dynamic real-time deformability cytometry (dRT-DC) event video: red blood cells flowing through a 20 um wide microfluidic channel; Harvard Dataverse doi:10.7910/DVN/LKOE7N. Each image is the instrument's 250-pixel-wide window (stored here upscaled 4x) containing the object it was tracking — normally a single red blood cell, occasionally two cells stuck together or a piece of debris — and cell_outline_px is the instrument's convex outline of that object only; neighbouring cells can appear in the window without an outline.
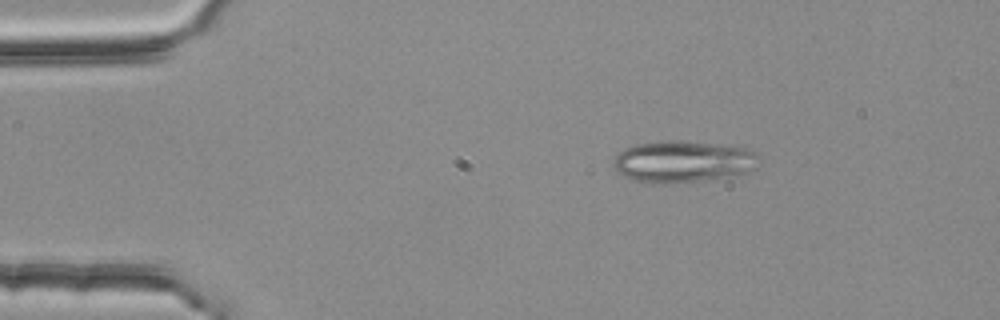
{"species": "common noctule bat (a hibernating species)", "species_latin": "Nyctalus noctula", "temperature_condition": "room temperature", "stored_images_in_passage": 3, "camera_frame_rate_fps": 3000, "um_per_image_px": 0.085, "animal": {"sex": "female", "body_mass_g": 25.1}, "frame": {"image": 1, "passage_image": 1, "time_ms": 0.0, "image_size_px": [1000, 320], "cell_outline_px": [[760, 156], [752, 168], [748, 172], [724, 176], [696, 180], [656, 184], [632, 180], [624, 176], [612, 164], [616, 156], [624, 148], [636, 144], [660, 140], [688, 140], [744, 148]], "centroid_in_image_um": [57.97, 13.7], "position_along_channel_um": 27.0, "area_um2": 34.8}}